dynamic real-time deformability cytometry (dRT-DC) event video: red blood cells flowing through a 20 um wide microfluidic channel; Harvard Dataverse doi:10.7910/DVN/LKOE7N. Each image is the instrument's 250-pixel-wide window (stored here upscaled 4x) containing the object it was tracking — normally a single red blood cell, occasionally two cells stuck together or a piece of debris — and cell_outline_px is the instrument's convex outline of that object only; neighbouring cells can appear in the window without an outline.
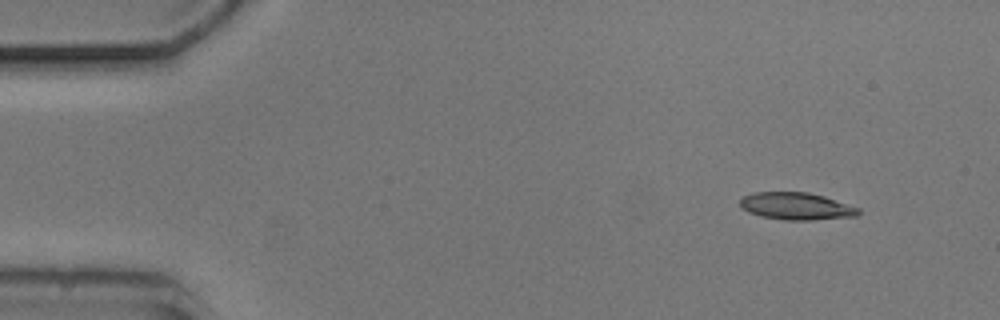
{"species": "common noctule bat (a hibernating species)", "species_latin": "Nyctalus noctula", "temperature_condition": "cold", "stored_images_in_passage": 11, "camera_frame_rate_fps": 3000, "um_per_image_px": 0.085, "animal": {"sex": "male", "body_mass_g": 20.5, "forearm_length_mm": 52.5}, "frame": {"image": 1, "passage_image": 1, "time_ms": 0.0, "image_size_px": [1000, 320], "cell_outline_px": [[860, 212], [856, 216], [812, 220], [784, 220], [760, 216], [748, 212], [740, 208], [740, 200], [744, 196], [752, 192], [808, 192], [824, 196], [860, 208]], "centroid_in_image_um": [67.66, 17.52], "position_along_channel_um": 17.3, "area_um2": 18.9}}